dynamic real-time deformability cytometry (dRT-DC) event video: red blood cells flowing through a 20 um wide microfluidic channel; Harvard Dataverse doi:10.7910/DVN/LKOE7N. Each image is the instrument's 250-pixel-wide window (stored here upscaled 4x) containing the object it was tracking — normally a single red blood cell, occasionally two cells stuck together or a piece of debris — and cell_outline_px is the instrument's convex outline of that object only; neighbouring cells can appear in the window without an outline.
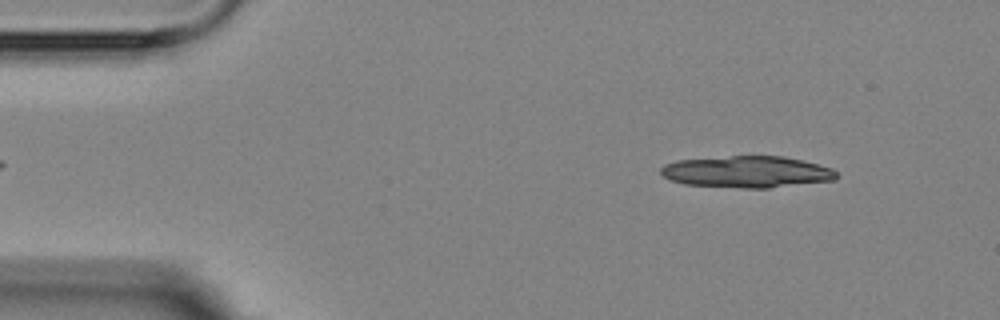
{"species": "Egyptian fruit bat (a non-hibernating species)", "species_latin": "Rousettus aegyptiacus", "temperature_condition": "room temperature", "stored_images_in_passage": 15, "segment_of_instrument_passage": [1, 2], "camera_frame_rate_fps": 3000, "um_per_image_px": 0.085, "animal": {"sex": "female"}, "frame": {"image": 1, "passage_image": 1, "time_ms": 0.0, "image_size_px": [1000, 320], "cell_outline_px": [[840, 176], [836, 180], [768, 188], [744, 188], [684, 184], [668, 180], [660, 172], [660, 168], [664, 164], [676, 160], [732, 156], [784, 156], [832, 168]], "centroid_in_image_um": [63.48, 14.61], "position_along_channel_um": 21.5, "area_um2": 32.48}}